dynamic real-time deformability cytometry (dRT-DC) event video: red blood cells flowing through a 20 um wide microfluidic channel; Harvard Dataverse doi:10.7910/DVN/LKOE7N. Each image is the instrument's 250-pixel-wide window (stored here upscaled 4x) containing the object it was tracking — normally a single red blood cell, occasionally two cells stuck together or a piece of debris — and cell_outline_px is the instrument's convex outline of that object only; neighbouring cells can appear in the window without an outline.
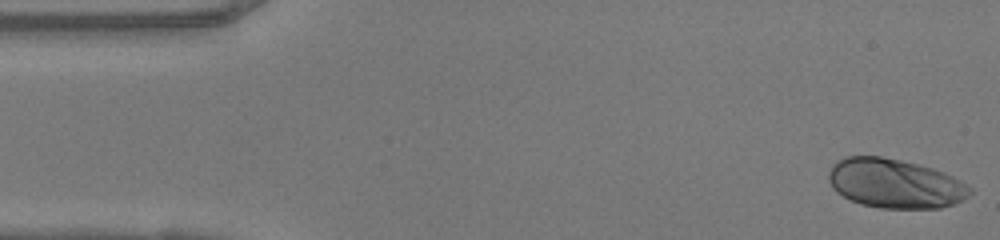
{"species": "human", "species_latin": "Homo sapiens", "temperature_condition": "warm", "stored_images_in_passage": 8, "camera_frame_rate_fps": 3000, "um_per_image_px": 0.085, "donor": {"sex": "female"}, "frame": {"image": 1, "passage_image": 1, "time_ms": 0.0, "image_size_px": [1000, 240], "cell_outline_px": [[972, 192], [968, 196], [952, 204], [940, 208], [880, 208], [860, 204], [836, 192], [832, 188], [828, 180], [828, 172], [832, 164], [836, 160], [848, 156], [880, 156], [900, 160], [932, 168], [944, 172], [968, 184], [972, 188]], "centroid_in_image_um": [76.04, 15.59], "position_along_channel_um": 9.0, "area_um2": 40.63}}